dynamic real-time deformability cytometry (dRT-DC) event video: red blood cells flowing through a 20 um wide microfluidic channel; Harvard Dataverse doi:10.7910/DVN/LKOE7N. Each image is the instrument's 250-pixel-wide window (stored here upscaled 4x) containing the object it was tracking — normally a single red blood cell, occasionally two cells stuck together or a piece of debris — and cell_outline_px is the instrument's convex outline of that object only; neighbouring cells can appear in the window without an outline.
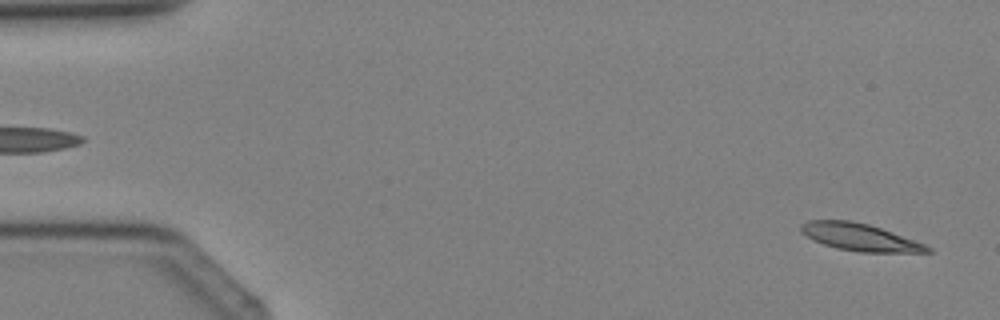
{"species": "Egyptian fruit bat (a non-hibernating species)", "species_latin": "Rousettus aegyptiacus", "temperature_condition": "cold", "stored_images_in_passage": 3, "camera_frame_rate_fps": 3000, "um_per_image_px": 0.085, "animal": {"sex": "female"}, "frame": {"image": 1, "passage_image": 3, "time_ms": 2.333, "image_size_px": [1000, 320], "cell_outline_px": [[932, 252], [860, 252], [836, 248], [812, 240], [800, 232], [800, 224], [808, 220], [852, 220], [868, 224], [892, 232], [924, 244], [932, 248]], "centroid_in_image_um": [73.03, 20.15], "position_along_channel_um": 12.0, "area_um2": 20.0}}